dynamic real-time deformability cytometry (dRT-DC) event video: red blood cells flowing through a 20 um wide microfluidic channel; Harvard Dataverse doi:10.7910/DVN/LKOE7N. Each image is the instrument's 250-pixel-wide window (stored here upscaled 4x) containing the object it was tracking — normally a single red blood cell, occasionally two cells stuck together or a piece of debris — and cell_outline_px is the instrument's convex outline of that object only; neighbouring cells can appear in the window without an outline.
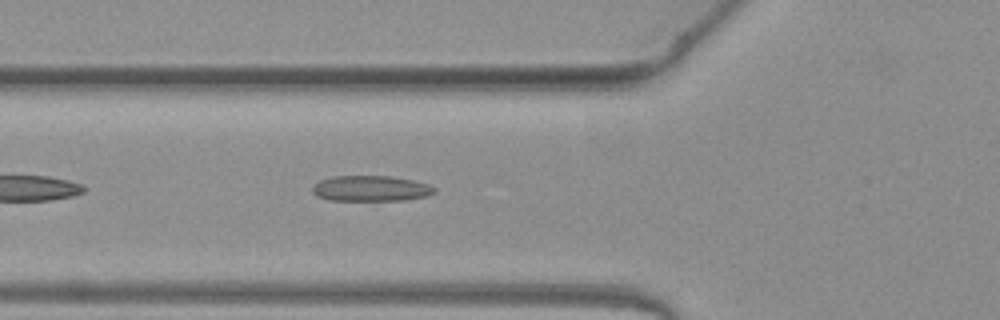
{"species": "common noctule bat (a hibernating species)", "species_latin": "Nyctalus noctula", "temperature_condition": "warm", "stored_images_in_passage": 27, "camera_frame_rate_fps": 3000, "um_per_image_px": 0.085, "animal": {"sex": "female", "body_mass_g": 19.3, "forearm_length_mm": 54.1}, "frame": {"image": 1, "passage_image": 5, "time_ms": 1.333, "image_size_px": [1000, 320], "cell_outline_px": [[436, 192], [428, 196], [404, 200], [332, 200], [316, 196], [312, 192], [312, 184], [320, 180], [332, 176], [392, 176], [412, 180], [428, 184], [436, 188]], "centroid_in_image_um": [31.51, 16.01], "position_along_channel_um": 94.3, "area_um2": 18.32}}
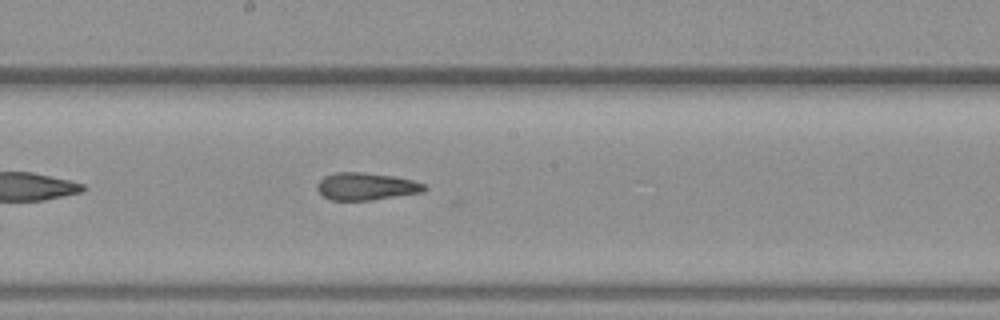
{"frame": {"image": 2, "passage_image": 14, "time_ms": 4.333, "image_size_px": [1000, 320], "cell_outline_px": [[428, 188], [424, 192], [372, 200], [332, 200], [324, 196], [316, 188], [316, 184], [324, 176], [336, 172], [364, 172], [392, 176], [412, 180], [424, 184]], "centroid_in_image_um": [31.13, 15.84], "position_along_channel_um": 217.1, "area_um2": 17.11}}
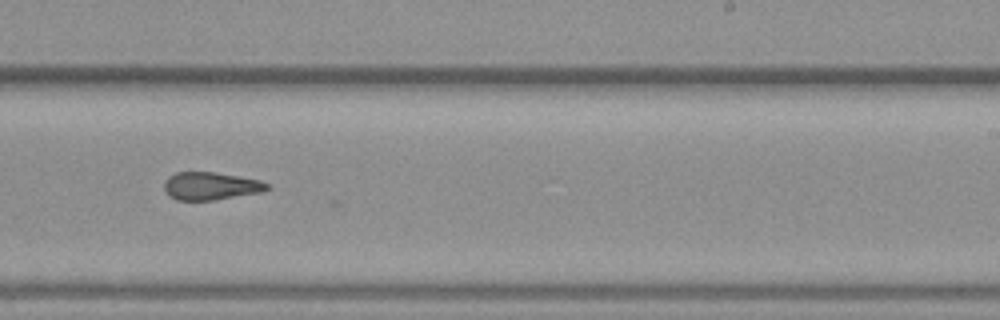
{"frame": {"image": 3, "passage_image": 18, "time_ms": 5.667, "image_size_px": [1000, 320], "cell_outline_px": [[268, 188], [264, 192], [212, 200], [176, 200], [168, 196], [164, 192], [164, 180], [168, 176], [176, 172], [212, 172], [260, 180], [268, 184]], "centroid_in_image_um": [17.85, 15.82], "position_along_channel_um": 271.1, "area_um2": 16.7}}